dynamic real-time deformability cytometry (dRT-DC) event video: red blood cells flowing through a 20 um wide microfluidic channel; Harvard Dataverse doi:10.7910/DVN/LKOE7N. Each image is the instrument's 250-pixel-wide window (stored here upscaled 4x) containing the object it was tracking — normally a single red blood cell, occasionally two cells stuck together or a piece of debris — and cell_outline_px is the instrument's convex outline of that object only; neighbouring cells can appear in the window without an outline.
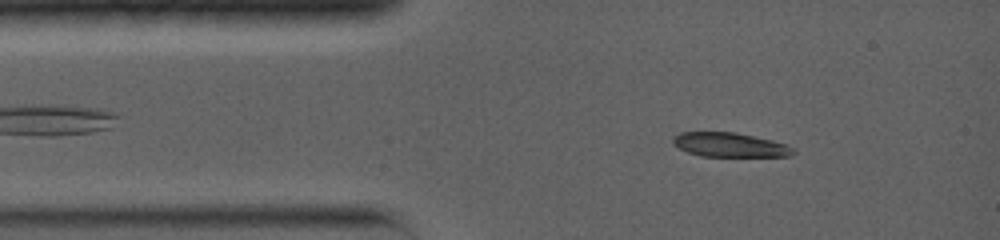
{"species": "common noctule bat (a hibernating species)", "species_latin": "Nyctalus noctula", "temperature_condition": "warm", "stored_images_in_passage": 39, "camera_frame_rate_fps": 5000, "um_per_image_px": 0.085, "animal": {"sex": "female", "body_mass_g": 19.0, "forearm_length_mm": 56.7}, "frame": {"image": 1, "passage_image": 4, "time_ms": 1.2, "image_size_px": [1000, 240], "cell_outline_px": [[796, 152], [792, 156], [700, 156], [688, 152], [672, 144], [672, 136], [680, 132], [736, 132], [772, 140], [784, 144], [792, 148]], "centroid_in_image_um": [62.0, 12.3], "position_along_channel_um": 23.0, "area_um2": 16.99}}
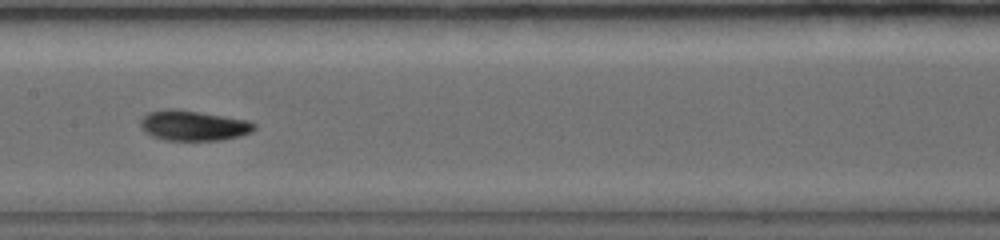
{"frame": {"image": 2, "passage_image": 18, "time_ms": 6.2, "image_size_px": [1000, 240], "cell_outline_px": [[256, 128], [252, 132], [240, 136], [220, 140], [164, 140], [152, 136], [144, 132], [140, 128], [140, 120], [148, 112], [164, 108], [172, 108], [200, 112], [248, 120], [256, 124]], "centroid_in_image_um": [16.41, 10.67], "position_along_channel_um": 191.0, "area_um2": 20.23}}
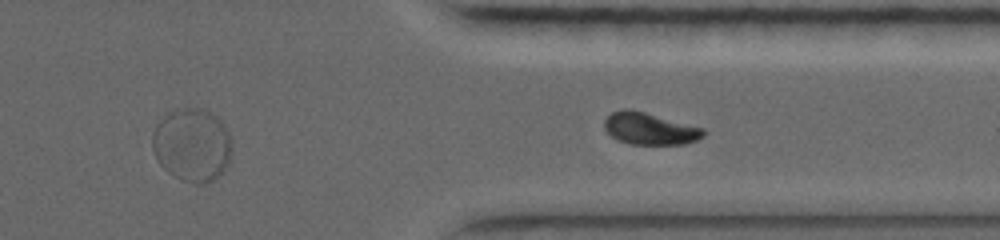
{"frame": {"image": 3, "passage_image": 29, "time_ms": 10.4, "image_size_px": [1000, 240], "cell_outline_px": [[704, 136], [696, 140], [684, 144], [632, 144], [616, 140], [604, 128], [604, 120], [612, 112], [624, 108], [628, 108], [644, 112], [704, 128]], "centroid_in_image_um": [55.21, 10.93], "position_along_channel_um": 356.2, "area_um2": 18.32}, "authors_computed_cell_mechanics": {"area_um2": 19.4208, "velocity_mm_per_s": 3.9293, "shape_relaxation_time_tau1_ms": 4.5308, "shape_relaxation_time_tau2_ms": 3.0002, "deformation_change_tau1": 0.1875, "deformation_change_tau2": 0.0236}}